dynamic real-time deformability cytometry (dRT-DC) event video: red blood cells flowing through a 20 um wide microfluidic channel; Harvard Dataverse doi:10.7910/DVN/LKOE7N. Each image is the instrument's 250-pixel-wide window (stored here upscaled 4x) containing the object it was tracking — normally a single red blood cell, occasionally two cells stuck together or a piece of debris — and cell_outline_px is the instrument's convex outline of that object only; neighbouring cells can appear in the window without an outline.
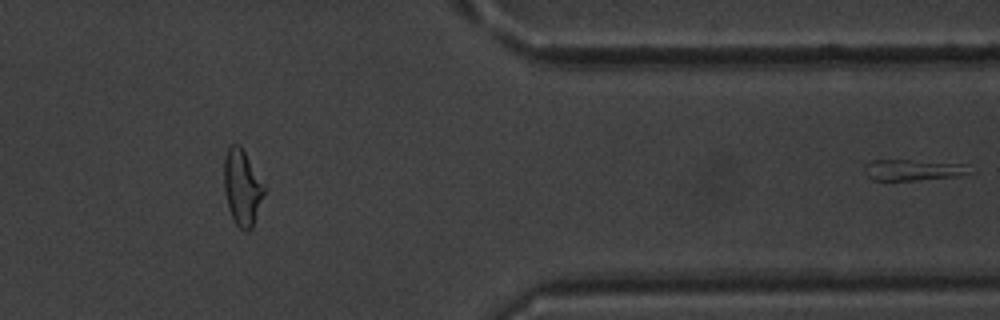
{"species": "common noctule bat (a hibernating species)", "species_latin": "Nyctalus noctula", "temperature_condition": "warm", "stored_images_in_passage": 36, "segment_of_instrument_passage": [2, 2], "camera_frame_rate_fps": 3000, "um_per_image_px": 0.085, "animal": {"sex": "male", "body_mass_g": 20.1, "forearm_length_mm": 53.5}, "frame": {"image": 1, "passage_image": 36, "time_ms": 11.667, "image_size_px": [1000, 320], "cell_outline_px": [[968, 168], [964, 172], [956, 176], [912, 180], [872, 180], [868, 176], [864, 168], [864, 164], [872, 160], [908, 160], [968, 164]], "centroid_in_image_um": [77.49, 14.43], "position_along_channel_um": 333.9, "area_um2": 12.48}}